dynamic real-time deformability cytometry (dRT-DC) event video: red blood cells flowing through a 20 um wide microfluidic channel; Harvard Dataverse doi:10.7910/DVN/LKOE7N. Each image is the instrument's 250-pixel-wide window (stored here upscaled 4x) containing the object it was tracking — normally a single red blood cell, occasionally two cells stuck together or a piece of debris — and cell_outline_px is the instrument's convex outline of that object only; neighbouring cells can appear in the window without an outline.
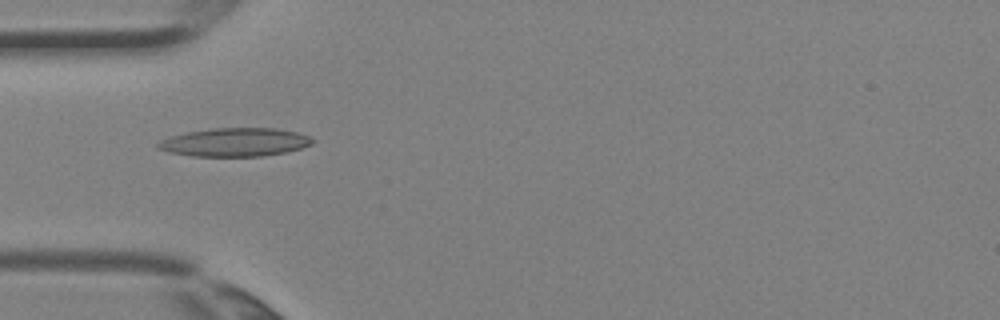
{"species": "Egyptian fruit bat (a non-hibernating species)", "species_latin": "Rousettus aegyptiacus", "temperature_condition": "room temperature", "stored_images_in_passage": 1, "camera_frame_rate_fps": 3000, "um_per_image_px": 0.085, "animal": {"sex": "female"}, "frame": {"image": 1, "passage_image": 1, "time_ms": 0.0, "image_size_px": [1000, 320], "cell_outline_px": [[316, 140], [312, 144], [300, 148], [284, 152], [264, 156], [192, 156], [168, 152], [156, 148], [156, 144], [160, 140], [172, 136], [188, 132], [212, 128], [276, 128], [296, 132], [308, 136]], "centroid_in_image_um": [19.95, 12.09], "position_along_channel_um": 65.0, "area_um2": 25.55}}